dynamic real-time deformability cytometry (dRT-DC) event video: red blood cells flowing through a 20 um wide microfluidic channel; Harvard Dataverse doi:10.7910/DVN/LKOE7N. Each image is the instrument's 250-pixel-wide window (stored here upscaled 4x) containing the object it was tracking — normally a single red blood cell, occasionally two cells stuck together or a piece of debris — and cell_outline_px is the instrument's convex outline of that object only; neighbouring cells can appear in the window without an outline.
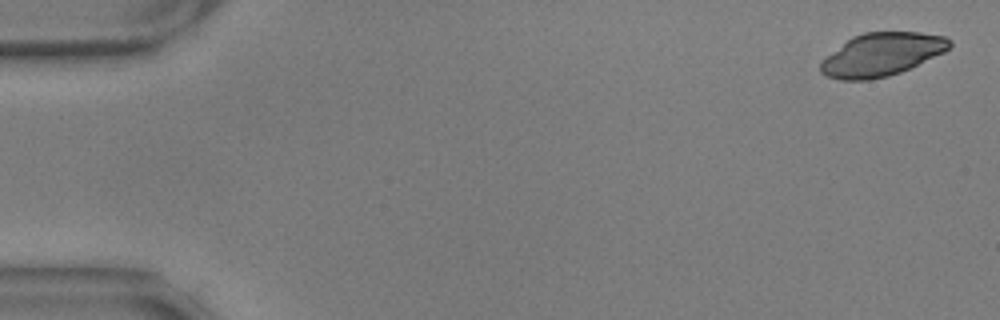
{"species": "common noctule bat (a hibernating species)", "species_latin": "Nyctalus noctula", "temperature_condition": "warm", "stored_images_in_passage": 56, "camera_frame_rate_fps": 3000, "um_per_image_px": 0.085, "animal": {"sex": "male", "body_mass_g": 17.9, "forearm_length_mm": 54.2}, "frame": {"image": 1, "passage_image": 1, "time_ms": 0.0, "image_size_px": [1000, 320], "cell_outline_px": [[952, 44], [944, 52], [900, 72], [888, 76], [868, 80], [840, 80], [828, 76], [820, 72], [820, 64], [828, 56], [852, 36], [864, 32], [920, 32], [944, 36], [952, 40]], "centroid_in_image_um": [74.96, 4.63], "position_along_channel_um": 10.0, "area_um2": 31.96}}